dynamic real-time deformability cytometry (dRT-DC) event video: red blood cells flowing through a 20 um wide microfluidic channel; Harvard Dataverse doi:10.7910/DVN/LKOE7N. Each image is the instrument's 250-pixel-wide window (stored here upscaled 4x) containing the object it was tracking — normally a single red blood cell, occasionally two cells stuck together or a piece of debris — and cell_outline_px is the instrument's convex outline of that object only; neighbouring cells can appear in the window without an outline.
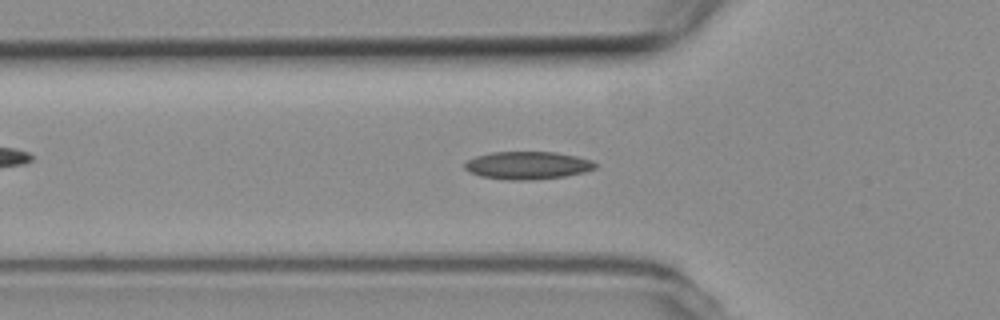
{"species": "common noctule bat (a hibernating species)", "species_latin": "Nyctalus noctula", "temperature_condition": "room temperature", "stored_images_in_passage": 54, "segment_of_instrument_passage": [1, 2], "camera_frame_rate_fps": 3000, "um_per_image_px": 0.085, "animal": {"sex": "female", "body_mass_g": 19.3, "forearm_length_mm": 54.1}, "frame": {"image": 1, "passage_image": 17, "time_ms": 5.333, "image_size_px": [1000, 320], "cell_outline_px": [[600, 164], [596, 168], [584, 172], [564, 176], [532, 180], [508, 180], [480, 176], [468, 172], [464, 168], [464, 164], [468, 160], [476, 156], [492, 152], [556, 152], [576, 156], [592, 160]], "centroid_in_image_um": [44.86, 14.06], "position_along_channel_um": 80.9, "area_um2": 21.27}}
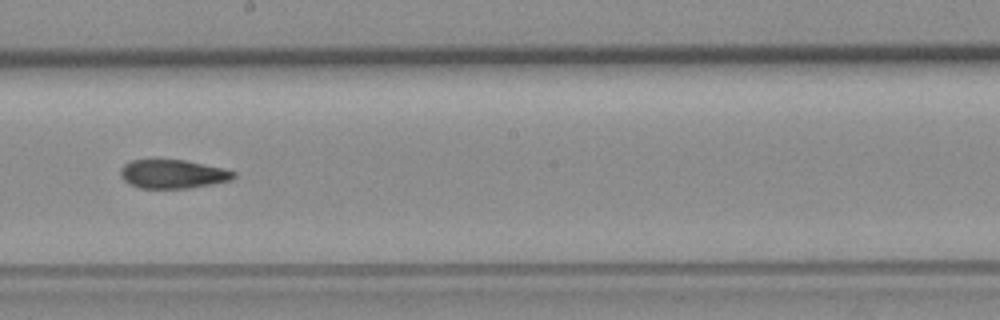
{"frame": {"image": 2, "passage_image": 29, "time_ms": 9.333, "image_size_px": [1000, 320], "cell_outline_px": [[236, 176], [232, 180], [212, 184], [188, 188], [140, 188], [128, 184], [120, 176], [120, 168], [124, 164], [132, 160], [184, 160], [224, 168], [236, 172]], "centroid_in_image_um": [14.69, 14.79], "position_along_channel_um": 233.5, "area_um2": 19.02}}
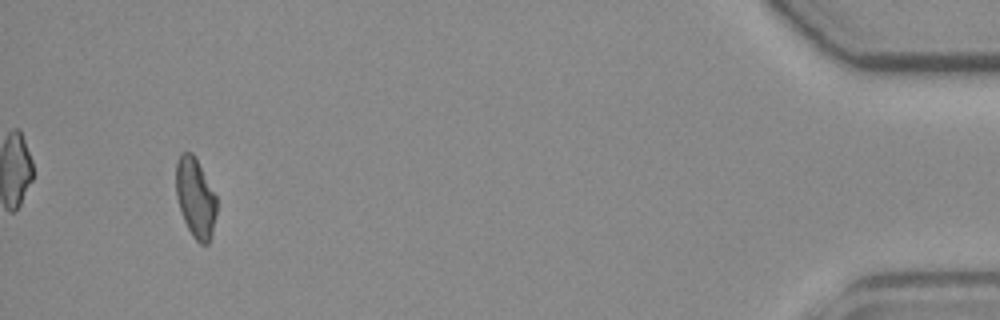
{"frame": {"image": 3, "passage_image": 50, "time_ms": 16.333, "image_size_px": [1000, 320], "cell_outline_px": [[216, 212], [212, 232], [208, 244], [200, 244], [192, 236], [184, 220], [176, 196], [176, 164], [180, 152], [192, 152], [216, 196]], "centroid_in_image_um": [16.6, 16.81], "position_along_channel_um": 418.6, "area_um2": 18.55}}